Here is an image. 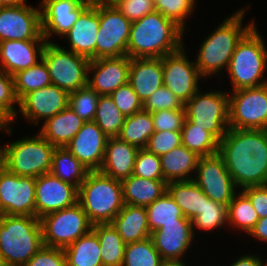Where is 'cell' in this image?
<instances>
[{
	"label": "cell",
	"instance_id": "obj_14",
	"mask_svg": "<svg viewBox=\"0 0 267 266\" xmlns=\"http://www.w3.org/2000/svg\"><path fill=\"white\" fill-rule=\"evenodd\" d=\"M36 178L0 174V215L35 216Z\"/></svg>",
	"mask_w": 267,
	"mask_h": 266
},
{
	"label": "cell",
	"instance_id": "obj_36",
	"mask_svg": "<svg viewBox=\"0 0 267 266\" xmlns=\"http://www.w3.org/2000/svg\"><path fill=\"white\" fill-rule=\"evenodd\" d=\"M155 132L150 112L141 110L126 116L119 138L139 149L147 146L148 140Z\"/></svg>",
	"mask_w": 267,
	"mask_h": 266
},
{
	"label": "cell",
	"instance_id": "obj_55",
	"mask_svg": "<svg viewBox=\"0 0 267 266\" xmlns=\"http://www.w3.org/2000/svg\"><path fill=\"white\" fill-rule=\"evenodd\" d=\"M262 261L258 256L244 255L238 258L231 266H261Z\"/></svg>",
	"mask_w": 267,
	"mask_h": 266
},
{
	"label": "cell",
	"instance_id": "obj_32",
	"mask_svg": "<svg viewBox=\"0 0 267 266\" xmlns=\"http://www.w3.org/2000/svg\"><path fill=\"white\" fill-rule=\"evenodd\" d=\"M63 251L67 266H103L100 242L93 229Z\"/></svg>",
	"mask_w": 267,
	"mask_h": 266
},
{
	"label": "cell",
	"instance_id": "obj_3",
	"mask_svg": "<svg viewBox=\"0 0 267 266\" xmlns=\"http://www.w3.org/2000/svg\"><path fill=\"white\" fill-rule=\"evenodd\" d=\"M43 246L42 228L38 217L0 215L2 264L24 266Z\"/></svg>",
	"mask_w": 267,
	"mask_h": 266
},
{
	"label": "cell",
	"instance_id": "obj_16",
	"mask_svg": "<svg viewBox=\"0 0 267 266\" xmlns=\"http://www.w3.org/2000/svg\"><path fill=\"white\" fill-rule=\"evenodd\" d=\"M7 40H46L41 10L27 4L0 7V42Z\"/></svg>",
	"mask_w": 267,
	"mask_h": 266
},
{
	"label": "cell",
	"instance_id": "obj_4",
	"mask_svg": "<svg viewBox=\"0 0 267 266\" xmlns=\"http://www.w3.org/2000/svg\"><path fill=\"white\" fill-rule=\"evenodd\" d=\"M77 202L92 225L111 223L125 205L122 183L99 170L89 171L78 188Z\"/></svg>",
	"mask_w": 267,
	"mask_h": 266
},
{
	"label": "cell",
	"instance_id": "obj_40",
	"mask_svg": "<svg viewBox=\"0 0 267 266\" xmlns=\"http://www.w3.org/2000/svg\"><path fill=\"white\" fill-rule=\"evenodd\" d=\"M228 225L238 227L250 233L255 224L259 220L258 214L254 210L249 198L241 191L237 196L235 195L233 200L229 203L228 207Z\"/></svg>",
	"mask_w": 267,
	"mask_h": 266
},
{
	"label": "cell",
	"instance_id": "obj_9",
	"mask_svg": "<svg viewBox=\"0 0 267 266\" xmlns=\"http://www.w3.org/2000/svg\"><path fill=\"white\" fill-rule=\"evenodd\" d=\"M199 92L184 104L186 119L220 141L229 129V95L219 91Z\"/></svg>",
	"mask_w": 267,
	"mask_h": 266
},
{
	"label": "cell",
	"instance_id": "obj_20",
	"mask_svg": "<svg viewBox=\"0 0 267 266\" xmlns=\"http://www.w3.org/2000/svg\"><path fill=\"white\" fill-rule=\"evenodd\" d=\"M130 63L127 55L91 60L88 73H94L92 80L88 78V86L99 95H110L128 83Z\"/></svg>",
	"mask_w": 267,
	"mask_h": 266
},
{
	"label": "cell",
	"instance_id": "obj_8",
	"mask_svg": "<svg viewBox=\"0 0 267 266\" xmlns=\"http://www.w3.org/2000/svg\"><path fill=\"white\" fill-rule=\"evenodd\" d=\"M48 67L52 84L68 93L88 86L90 59L47 42L42 57Z\"/></svg>",
	"mask_w": 267,
	"mask_h": 266
},
{
	"label": "cell",
	"instance_id": "obj_56",
	"mask_svg": "<svg viewBox=\"0 0 267 266\" xmlns=\"http://www.w3.org/2000/svg\"><path fill=\"white\" fill-rule=\"evenodd\" d=\"M76 3L78 6H83L85 8L96 6L99 0H68Z\"/></svg>",
	"mask_w": 267,
	"mask_h": 266
},
{
	"label": "cell",
	"instance_id": "obj_45",
	"mask_svg": "<svg viewBox=\"0 0 267 266\" xmlns=\"http://www.w3.org/2000/svg\"><path fill=\"white\" fill-rule=\"evenodd\" d=\"M19 104L14 90L13 76L0 68V116L7 122L12 123L17 114L14 104Z\"/></svg>",
	"mask_w": 267,
	"mask_h": 266
},
{
	"label": "cell",
	"instance_id": "obj_52",
	"mask_svg": "<svg viewBox=\"0 0 267 266\" xmlns=\"http://www.w3.org/2000/svg\"><path fill=\"white\" fill-rule=\"evenodd\" d=\"M24 266H67L63 249L43 246Z\"/></svg>",
	"mask_w": 267,
	"mask_h": 266
},
{
	"label": "cell",
	"instance_id": "obj_50",
	"mask_svg": "<svg viewBox=\"0 0 267 266\" xmlns=\"http://www.w3.org/2000/svg\"><path fill=\"white\" fill-rule=\"evenodd\" d=\"M182 144L181 132L155 131L145 147L148 151L161 156Z\"/></svg>",
	"mask_w": 267,
	"mask_h": 266
},
{
	"label": "cell",
	"instance_id": "obj_33",
	"mask_svg": "<svg viewBox=\"0 0 267 266\" xmlns=\"http://www.w3.org/2000/svg\"><path fill=\"white\" fill-rule=\"evenodd\" d=\"M50 173L78 189L86 179L89 170L66 147H56Z\"/></svg>",
	"mask_w": 267,
	"mask_h": 266
},
{
	"label": "cell",
	"instance_id": "obj_61",
	"mask_svg": "<svg viewBox=\"0 0 267 266\" xmlns=\"http://www.w3.org/2000/svg\"><path fill=\"white\" fill-rule=\"evenodd\" d=\"M116 1L117 0H99V3H102V4H113Z\"/></svg>",
	"mask_w": 267,
	"mask_h": 266
},
{
	"label": "cell",
	"instance_id": "obj_48",
	"mask_svg": "<svg viewBox=\"0 0 267 266\" xmlns=\"http://www.w3.org/2000/svg\"><path fill=\"white\" fill-rule=\"evenodd\" d=\"M110 97L113 99L120 112L125 116H130L143 110L142 101L128 83L112 92Z\"/></svg>",
	"mask_w": 267,
	"mask_h": 266
},
{
	"label": "cell",
	"instance_id": "obj_28",
	"mask_svg": "<svg viewBox=\"0 0 267 266\" xmlns=\"http://www.w3.org/2000/svg\"><path fill=\"white\" fill-rule=\"evenodd\" d=\"M83 124L84 121L67 106L47 119L39 133L53 146L66 147Z\"/></svg>",
	"mask_w": 267,
	"mask_h": 266
},
{
	"label": "cell",
	"instance_id": "obj_5",
	"mask_svg": "<svg viewBox=\"0 0 267 266\" xmlns=\"http://www.w3.org/2000/svg\"><path fill=\"white\" fill-rule=\"evenodd\" d=\"M244 12L242 9L226 18L201 44L198 58L194 62L203 78L216 75L224 66L228 69L237 44L254 27L253 21L248 26L242 25Z\"/></svg>",
	"mask_w": 267,
	"mask_h": 266
},
{
	"label": "cell",
	"instance_id": "obj_59",
	"mask_svg": "<svg viewBox=\"0 0 267 266\" xmlns=\"http://www.w3.org/2000/svg\"><path fill=\"white\" fill-rule=\"evenodd\" d=\"M6 169L5 146L0 148V174Z\"/></svg>",
	"mask_w": 267,
	"mask_h": 266
},
{
	"label": "cell",
	"instance_id": "obj_23",
	"mask_svg": "<svg viewBox=\"0 0 267 266\" xmlns=\"http://www.w3.org/2000/svg\"><path fill=\"white\" fill-rule=\"evenodd\" d=\"M191 223H170L151 233L162 260H180L193 241Z\"/></svg>",
	"mask_w": 267,
	"mask_h": 266
},
{
	"label": "cell",
	"instance_id": "obj_13",
	"mask_svg": "<svg viewBox=\"0 0 267 266\" xmlns=\"http://www.w3.org/2000/svg\"><path fill=\"white\" fill-rule=\"evenodd\" d=\"M196 178L192 180L211 200L226 205L233 200L236 185L219 154L200 157L196 167Z\"/></svg>",
	"mask_w": 267,
	"mask_h": 266
},
{
	"label": "cell",
	"instance_id": "obj_34",
	"mask_svg": "<svg viewBox=\"0 0 267 266\" xmlns=\"http://www.w3.org/2000/svg\"><path fill=\"white\" fill-rule=\"evenodd\" d=\"M146 210L151 233L163 227L164 224L191 223L189 219L185 218L181 208L175 203L168 191L146 206Z\"/></svg>",
	"mask_w": 267,
	"mask_h": 266
},
{
	"label": "cell",
	"instance_id": "obj_22",
	"mask_svg": "<svg viewBox=\"0 0 267 266\" xmlns=\"http://www.w3.org/2000/svg\"><path fill=\"white\" fill-rule=\"evenodd\" d=\"M41 9L42 35L49 42L52 33L65 36L85 7L68 0H43Z\"/></svg>",
	"mask_w": 267,
	"mask_h": 266
},
{
	"label": "cell",
	"instance_id": "obj_18",
	"mask_svg": "<svg viewBox=\"0 0 267 266\" xmlns=\"http://www.w3.org/2000/svg\"><path fill=\"white\" fill-rule=\"evenodd\" d=\"M108 137L94 121L84 122L66 148L89 171L102 166Z\"/></svg>",
	"mask_w": 267,
	"mask_h": 266
},
{
	"label": "cell",
	"instance_id": "obj_2",
	"mask_svg": "<svg viewBox=\"0 0 267 266\" xmlns=\"http://www.w3.org/2000/svg\"><path fill=\"white\" fill-rule=\"evenodd\" d=\"M184 30L159 12L132 22L127 46L131 58H162L179 50ZM182 35V36H181Z\"/></svg>",
	"mask_w": 267,
	"mask_h": 266
},
{
	"label": "cell",
	"instance_id": "obj_38",
	"mask_svg": "<svg viewBox=\"0 0 267 266\" xmlns=\"http://www.w3.org/2000/svg\"><path fill=\"white\" fill-rule=\"evenodd\" d=\"M13 80L18 101L30 92L52 84L48 67L42 58L32 67L14 74Z\"/></svg>",
	"mask_w": 267,
	"mask_h": 266
},
{
	"label": "cell",
	"instance_id": "obj_21",
	"mask_svg": "<svg viewBox=\"0 0 267 266\" xmlns=\"http://www.w3.org/2000/svg\"><path fill=\"white\" fill-rule=\"evenodd\" d=\"M46 43V40L0 42V68L13 76L19 71L32 67L38 62V58L41 59Z\"/></svg>",
	"mask_w": 267,
	"mask_h": 266
},
{
	"label": "cell",
	"instance_id": "obj_49",
	"mask_svg": "<svg viewBox=\"0 0 267 266\" xmlns=\"http://www.w3.org/2000/svg\"><path fill=\"white\" fill-rule=\"evenodd\" d=\"M155 131L181 132L186 119L184 109L159 110L151 113Z\"/></svg>",
	"mask_w": 267,
	"mask_h": 266
},
{
	"label": "cell",
	"instance_id": "obj_43",
	"mask_svg": "<svg viewBox=\"0 0 267 266\" xmlns=\"http://www.w3.org/2000/svg\"><path fill=\"white\" fill-rule=\"evenodd\" d=\"M228 222L227 206L211 199L204 200L201 214L191 220L192 230L196 226L203 230H213Z\"/></svg>",
	"mask_w": 267,
	"mask_h": 266
},
{
	"label": "cell",
	"instance_id": "obj_15",
	"mask_svg": "<svg viewBox=\"0 0 267 266\" xmlns=\"http://www.w3.org/2000/svg\"><path fill=\"white\" fill-rule=\"evenodd\" d=\"M181 47L162 57L163 83L183 104L199 90L198 81L203 76L195 62H190Z\"/></svg>",
	"mask_w": 267,
	"mask_h": 266
},
{
	"label": "cell",
	"instance_id": "obj_53",
	"mask_svg": "<svg viewBox=\"0 0 267 266\" xmlns=\"http://www.w3.org/2000/svg\"><path fill=\"white\" fill-rule=\"evenodd\" d=\"M241 191L251 201L259 219L267 217V185L250 186Z\"/></svg>",
	"mask_w": 267,
	"mask_h": 266
},
{
	"label": "cell",
	"instance_id": "obj_35",
	"mask_svg": "<svg viewBox=\"0 0 267 266\" xmlns=\"http://www.w3.org/2000/svg\"><path fill=\"white\" fill-rule=\"evenodd\" d=\"M92 229L98 236L103 266H122L126 244L111 223L95 224Z\"/></svg>",
	"mask_w": 267,
	"mask_h": 266
},
{
	"label": "cell",
	"instance_id": "obj_24",
	"mask_svg": "<svg viewBox=\"0 0 267 266\" xmlns=\"http://www.w3.org/2000/svg\"><path fill=\"white\" fill-rule=\"evenodd\" d=\"M99 27L97 5L85 8L65 35L69 39L71 51L90 60H96V41Z\"/></svg>",
	"mask_w": 267,
	"mask_h": 266
},
{
	"label": "cell",
	"instance_id": "obj_60",
	"mask_svg": "<svg viewBox=\"0 0 267 266\" xmlns=\"http://www.w3.org/2000/svg\"><path fill=\"white\" fill-rule=\"evenodd\" d=\"M11 123H7L1 116H0V130L7 128V133H11V129L8 127ZM9 128V129H8Z\"/></svg>",
	"mask_w": 267,
	"mask_h": 266
},
{
	"label": "cell",
	"instance_id": "obj_26",
	"mask_svg": "<svg viewBox=\"0 0 267 266\" xmlns=\"http://www.w3.org/2000/svg\"><path fill=\"white\" fill-rule=\"evenodd\" d=\"M139 148L122 141L119 137L108 138L100 172L116 180L129 178Z\"/></svg>",
	"mask_w": 267,
	"mask_h": 266
},
{
	"label": "cell",
	"instance_id": "obj_39",
	"mask_svg": "<svg viewBox=\"0 0 267 266\" xmlns=\"http://www.w3.org/2000/svg\"><path fill=\"white\" fill-rule=\"evenodd\" d=\"M125 119L110 95L99 96L94 122L108 138L119 137Z\"/></svg>",
	"mask_w": 267,
	"mask_h": 266
},
{
	"label": "cell",
	"instance_id": "obj_6",
	"mask_svg": "<svg viewBox=\"0 0 267 266\" xmlns=\"http://www.w3.org/2000/svg\"><path fill=\"white\" fill-rule=\"evenodd\" d=\"M264 44L255 26L237 44L227 69L233 85L232 91L267 84V81L261 79L267 68Z\"/></svg>",
	"mask_w": 267,
	"mask_h": 266
},
{
	"label": "cell",
	"instance_id": "obj_37",
	"mask_svg": "<svg viewBox=\"0 0 267 266\" xmlns=\"http://www.w3.org/2000/svg\"><path fill=\"white\" fill-rule=\"evenodd\" d=\"M182 145L199 157L210 156L218 153L219 141L208 131L196 127L185 119L181 129Z\"/></svg>",
	"mask_w": 267,
	"mask_h": 266
},
{
	"label": "cell",
	"instance_id": "obj_1",
	"mask_svg": "<svg viewBox=\"0 0 267 266\" xmlns=\"http://www.w3.org/2000/svg\"><path fill=\"white\" fill-rule=\"evenodd\" d=\"M218 153L236 186L267 185V130L229 128Z\"/></svg>",
	"mask_w": 267,
	"mask_h": 266
},
{
	"label": "cell",
	"instance_id": "obj_31",
	"mask_svg": "<svg viewBox=\"0 0 267 266\" xmlns=\"http://www.w3.org/2000/svg\"><path fill=\"white\" fill-rule=\"evenodd\" d=\"M167 191L190 221L201 214L204 200L209 199L193 180L170 181Z\"/></svg>",
	"mask_w": 267,
	"mask_h": 266
},
{
	"label": "cell",
	"instance_id": "obj_25",
	"mask_svg": "<svg viewBox=\"0 0 267 266\" xmlns=\"http://www.w3.org/2000/svg\"><path fill=\"white\" fill-rule=\"evenodd\" d=\"M128 84L143 103L164 85L162 58H131Z\"/></svg>",
	"mask_w": 267,
	"mask_h": 266
},
{
	"label": "cell",
	"instance_id": "obj_51",
	"mask_svg": "<svg viewBox=\"0 0 267 266\" xmlns=\"http://www.w3.org/2000/svg\"><path fill=\"white\" fill-rule=\"evenodd\" d=\"M113 6L131 22L155 12L154 0H117Z\"/></svg>",
	"mask_w": 267,
	"mask_h": 266
},
{
	"label": "cell",
	"instance_id": "obj_10",
	"mask_svg": "<svg viewBox=\"0 0 267 266\" xmlns=\"http://www.w3.org/2000/svg\"><path fill=\"white\" fill-rule=\"evenodd\" d=\"M43 245L65 249L92 229L87 214L77 202L40 218Z\"/></svg>",
	"mask_w": 267,
	"mask_h": 266
},
{
	"label": "cell",
	"instance_id": "obj_42",
	"mask_svg": "<svg viewBox=\"0 0 267 266\" xmlns=\"http://www.w3.org/2000/svg\"><path fill=\"white\" fill-rule=\"evenodd\" d=\"M97 94L89 86L69 93L68 106L84 121H94L99 100Z\"/></svg>",
	"mask_w": 267,
	"mask_h": 266
},
{
	"label": "cell",
	"instance_id": "obj_44",
	"mask_svg": "<svg viewBox=\"0 0 267 266\" xmlns=\"http://www.w3.org/2000/svg\"><path fill=\"white\" fill-rule=\"evenodd\" d=\"M132 175L150 180H164L160 156L146 148L139 149Z\"/></svg>",
	"mask_w": 267,
	"mask_h": 266
},
{
	"label": "cell",
	"instance_id": "obj_57",
	"mask_svg": "<svg viewBox=\"0 0 267 266\" xmlns=\"http://www.w3.org/2000/svg\"><path fill=\"white\" fill-rule=\"evenodd\" d=\"M26 0H0V7L23 5Z\"/></svg>",
	"mask_w": 267,
	"mask_h": 266
},
{
	"label": "cell",
	"instance_id": "obj_47",
	"mask_svg": "<svg viewBox=\"0 0 267 266\" xmlns=\"http://www.w3.org/2000/svg\"><path fill=\"white\" fill-rule=\"evenodd\" d=\"M173 109H184V104L164 85L143 102V110L150 113Z\"/></svg>",
	"mask_w": 267,
	"mask_h": 266
},
{
	"label": "cell",
	"instance_id": "obj_58",
	"mask_svg": "<svg viewBox=\"0 0 267 266\" xmlns=\"http://www.w3.org/2000/svg\"><path fill=\"white\" fill-rule=\"evenodd\" d=\"M160 266H185L182 259L180 260H162Z\"/></svg>",
	"mask_w": 267,
	"mask_h": 266
},
{
	"label": "cell",
	"instance_id": "obj_27",
	"mask_svg": "<svg viewBox=\"0 0 267 266\" xmlns=\"http://www.w3.org/2000/svg\"><path fill=\"white\" fill-rule=\"evenodd\" d=\"M111 225L116 229L125 244L141 241L151 236L147 210L144 206L125 204L113 218Z\"/></svg>",
	"mask_w": 267,
	"mask_h": 266
},
{
	"label": "cell",
	"instance_id": "obj_29",
	"mask_svg": "<svg viewBox=\"0 0 267 266\" xmlns=\"http://www.w3.org/2000/svg\"><path fill=\"white\" fill-rule=\"evenodd\" d=\"M124 203L133 206H148L167 192L164 180L144 179L135 175L121 181Z\"/></svg>",
	"mask_w": 267,
	"mask_h": 266
},
{
	"label": "cell",
	"instance_id": "obj_19",
	"mask_svg": "<svg viewBox=\"0 0 267 266\" xmlns=\"http://www.w3.org/2000/svg\"><path fill=\"white\" fill-rule=\"evenodd\" d=\"M69 104V93L54 84L26 94L19 101L23 116L34 125L42 118L45 121L64 110Z\"/></svg>",
	"mask_w": 267,
	"mask_h": 266
},
{
	"label": "cell",
	"instance_id": "obj_46",
	"mask_svg": "<svg viewBox=\"0 0 267 266\" xmlns=\"http://www.w3.org/2000/svg\"><path fill=\"white\" fill-rule=\"evenodd\" d=\"M195 0H154L155 11L173 20L184 30V19L192 13Z\"/></svg>",
	"mask_w": 267,
	"mask_h": 266
},
{
	"label": "cell",
	"instance_id": "obj_54",
	"mask_svg": "<svg viewBox=\"0 0 267 266\" xmlns=\"http://www.w3.org/2000/svg\"><path fill=\"white\" fill-rule=\"evenodd\" d=\"M249 234L267 242V217L259 219Z\"/></svg>",
	"mask_w": 267,
	"mask_h": 266
},
{
	"label": "cell",
	"instance_id": "obj_17",
	"mask_svg": "<svg viewBox=\"0 0 267 266\" xmlns=\"http://www.w3.org/2000/svg\"><path fill=\"white\" fill-rule=\"evenodd\" d=\"M78 189L50 172L36 177L35 217L62 210L77 203Z\"/></svg>",
	"mask_w": 267,
	"mask_h": 266
},
{
	"label": "cell",
	"instance_id": "obj_12",
	"mask_svg": "<svg viewBox=\"0 0 267 266\" xmlns=\"http://www.w3.org/2000/svg\"><path fill=\"white\" fill-rule=\"evenodd\" d=\"M99 31L96 41V59L127 55L132 22L113 4H97Z\"/></svg>",
	"mask_w": 267,
	"mask_h": 266
},
{
	"label": "cell",
	"instance_id": "obj_7",
	"mask_svg": "<svg viewBox=\"0 0 267 266\" xmlns=\"http://www.w3.org/2000/svg\"><path fill=\"white\" fill-rule=\"evenodd\" d=\"M56 149L40 133L5 146L6 169L18 176L36 178L49 173Z\"/></svg>",
	"mask_w": 267,
	"mask_h": 266
},
{
	"label": "cell",
	"instance_id": "obj_30",
	"mask_svg": "<svg viewBox=\"0 0 267 266\" xmlns=\"http://www.w3.org/2000/svg\"><path fill=\"white\" fill-rule=\"evenodd\" d=\"M199 158L196 153L182 144L161 155L164 181L168 183L170 181L192 180L193 178L189 174L194 170L196 171Z\"/></svg>",
	"mask_w": 267,
	"mask_h": 266
},
{
	"label": "cell",
	"instance_id": "obj_11",
	"mask_svg": "<svg viewBox=\"0 0 267 266\" xmlns=\"http://www.w3.org/2000/svg\"><path fill=\"white\" fill-rule=\"evenodd\" d=\"M229 128L267 130V84L229 95Z\"/></svg>",
	"mask_w": 267,
	"mask_h": 266
},
{
	"label": "cell",
	"instance_id": "obj_41",
	"mask_svg": "<svg viewBox=\"0 0 267 266\" xmlns=\"http://www.w3.org/2000/svg\"><path fill=\"white\" fill-rule=\"evenodd\" d=\"M162 258L151 237L126 244L122 266H160Z\"/></svg>",
	"mask_w": 267,
	"mask_h": 266
}]
</instances>
